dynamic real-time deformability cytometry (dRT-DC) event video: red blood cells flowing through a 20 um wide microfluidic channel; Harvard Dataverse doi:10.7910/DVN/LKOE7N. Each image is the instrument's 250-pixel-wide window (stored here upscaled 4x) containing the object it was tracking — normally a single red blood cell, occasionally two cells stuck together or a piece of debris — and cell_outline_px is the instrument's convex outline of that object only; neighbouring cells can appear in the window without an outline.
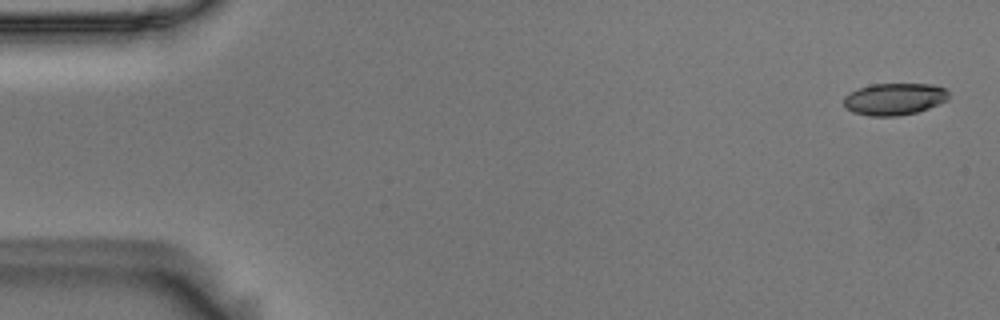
{"species": "Egyptian fruit bat (a non-hibernating species)", "species_latin": "Rousettus aegyptiacus", "temperature_condition": "room temperature", "stored_images_in_passage": 54, "camera_frame_rate_fps": 3000, "um_per_image_px": 0.085, "animal": {"sex": "male"}, "frame": {"image": 1, "passage_image": 2, "time_ms": 0.333, "image_size_px": [1000, 320], "cell_outline_px": [[948, 100], [940, 104], [916, 112], [896, 116], [868, 116], [852, 112], [844, 108], [844, 96], [848, 92], [872, 84], [932, 84], [944, 88], [948, 92]], "centroid_in_image_um": [75.99, 8.42], "position_along_channel_um": 9.0, "area_um2": 19.65}}
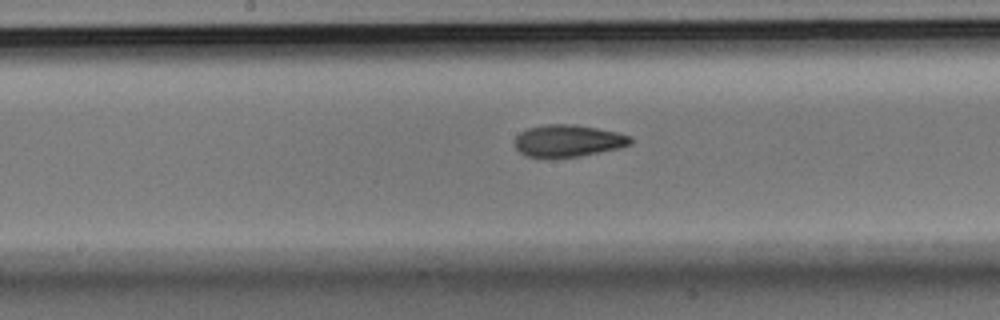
{"frame": {"image": 2, "passage_image": 28, "time_ms": 9.0, "image_size_px": [1000, 320], "cell_outline_px": [[632, 144], [620, 148], [580, 156], [528, 156], [520, 152], [516, 148], [512, 140], [520, 132], [528, 128], [544, 124], [572, 124], [596, 128], [616, 132], [632, 136]], "centroid_in_image_um": [48.29, 11.94], "position_along_channel_um": 199.9, "area_um2": 21.44}}
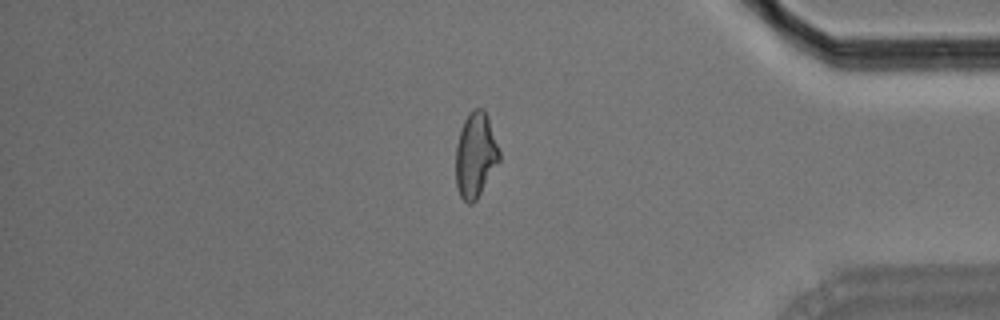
{"frame": {"image": 3, "passage_image": 46, "time_ms": 15.0, "image_size_px": [1000, 320], "cell_outline_px": [[500, 160], [476, 200], [472, 204], [468, 204], [460, 196], [456, 184], [456, 144], [460, 128], [468, 112], [476, 108], [484, 108], [488, 116], [500, 152]], "centroid_in_image_um": [40.41, 13.15], "position_along_channel_um": 394.8, "area_um2": 21.68}, "authors_computed_cell_mechanics": {"area_um2": 21.2126, "velocity_mm_per_s": 3.7197, "shape_relaxation_time_tau1_ms": 6.2627, "shape_relaxation_time_tau2_ms": 2.8229, "deformation_change_tau1": 0.1879, "deformation_change_tau2": 0.0943}}